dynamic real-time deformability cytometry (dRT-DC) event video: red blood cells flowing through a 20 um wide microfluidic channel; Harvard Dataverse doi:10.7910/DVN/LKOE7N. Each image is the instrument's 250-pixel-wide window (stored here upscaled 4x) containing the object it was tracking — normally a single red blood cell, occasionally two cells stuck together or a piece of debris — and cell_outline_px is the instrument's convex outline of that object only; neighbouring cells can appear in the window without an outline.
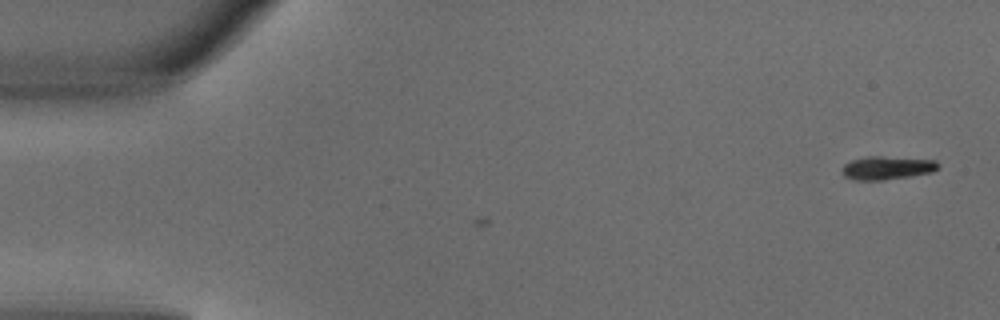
{"species": "common noctule bat (a hibernating species)", "species_latin": "Nyctalus noctula", "temperature_condition": "warm", "stored_images_in_passage": 4, "camera_frame_rate_fps": 3000, "um_per_image_px": 0.085, "animal": {"sex": "male", "body_mass_g": 18.8}, "frame": {"image": 1, "passage_image": 1, "time_ms": 0.0, "image_size_px": [1000, 320], "cell_outline_px": [[940, 164], [932, 172], [912, 176], [884, 180], [852, 180], [844, 176], [840, 172], [844, 164], [852, 160], [868, 156], [880, 156], [936, 160]], "centroid_in_image_um": [75.37, 14.27], "position_along_channel_um": 9.6, "area_um2": 13.18}}
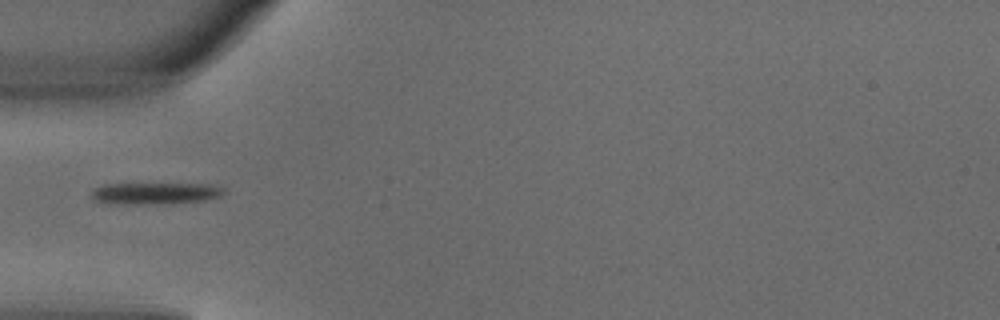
{"frame": {"image": 2, "passage_image": 4, "time_ms": 1.0, "image_size_px": [1000, 320], "cell_outline_px": [[224, 192], [220, 196], [204, 200], [136, 204], [128, 204], [96, 200], [92, 196], [92, 188], [104, 184], [208, 184], [224, 188]], "centroid_in_image_um": [13.18, 16.4], "position_along_channel_um": 71.8, "area_um2": 16.07}}